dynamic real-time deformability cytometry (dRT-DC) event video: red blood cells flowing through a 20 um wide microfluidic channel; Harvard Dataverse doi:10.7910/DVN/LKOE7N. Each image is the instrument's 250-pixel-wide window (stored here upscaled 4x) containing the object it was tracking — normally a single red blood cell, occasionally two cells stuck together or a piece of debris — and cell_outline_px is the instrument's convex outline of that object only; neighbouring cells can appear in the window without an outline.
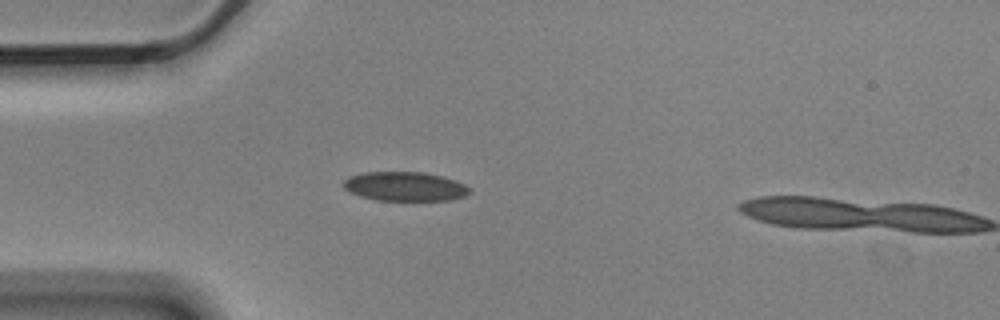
{"species": "Egyptian fruit bat (a non-hibernating species)", "species_latin": "Rousettus aegyptiacus", "temperature_condition": "cold", "stored_images_in_passage": 4, "camera_frame_rate_fps": 3000, "um_per_image_px": 0.085, "animal": {"sex": "male"}, "frame": {"image": 1, "passage_image": 3, "time_ms": 0.667, "image_size_px": [1000, 320], "cell_outline_px": [[472, 192], [464, 196], [448, 200], [376, 200], [360, 196], [344, 188], [344, 180], [352, 176], [364, 172], [424, 172], [444, 176], [464, 184], [472, 188]], "centroid_in_image_um": [34.47, 15.84], "position_along_channel_um": 50.5, "area_um2": 21.39}}